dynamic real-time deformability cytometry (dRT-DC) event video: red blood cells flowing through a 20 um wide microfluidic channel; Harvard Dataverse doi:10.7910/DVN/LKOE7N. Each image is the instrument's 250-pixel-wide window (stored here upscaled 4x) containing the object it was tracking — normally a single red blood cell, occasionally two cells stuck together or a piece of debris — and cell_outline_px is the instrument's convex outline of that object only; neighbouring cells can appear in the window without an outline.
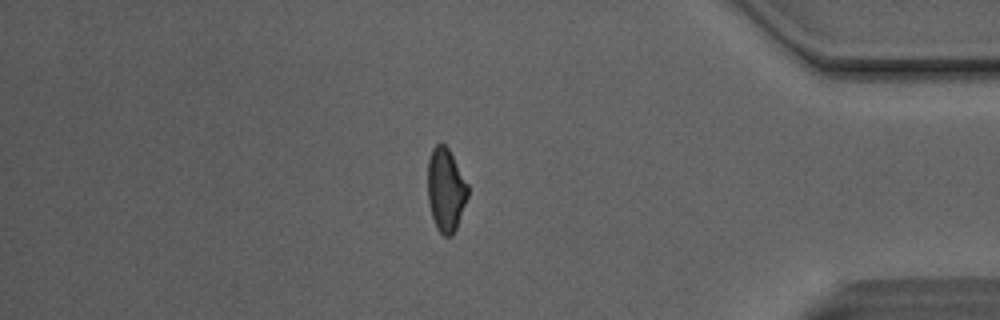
{"species": "Egyptian fruit bat (a non-hibernating species)", "species_latin": "Rousettus aegyptiacus", "temperature_condition": "room temperature", "stored_images_in_passage": 39, "camera_frame_rate_fps": 3000, "um_per_image_px": 0.085, "animal": {"sex": "male"}, "frame": {"image": 1, "passage_image": 33, "time_ms": 10.667, "image_size_px": [1000, 320], "cell_outline_px": [[468, 196], [456, 228], [452, 236], [444, 236], [436, 228], [432, 216], [428, 200], [428, 160], [432, 148], [436, 144], [444, 144], [448, 148], [468, 184]], "centroid_in_image_um": [37.89, 16.14], "position_along_channel_um": 397.3, "area_um2": 19.36}}